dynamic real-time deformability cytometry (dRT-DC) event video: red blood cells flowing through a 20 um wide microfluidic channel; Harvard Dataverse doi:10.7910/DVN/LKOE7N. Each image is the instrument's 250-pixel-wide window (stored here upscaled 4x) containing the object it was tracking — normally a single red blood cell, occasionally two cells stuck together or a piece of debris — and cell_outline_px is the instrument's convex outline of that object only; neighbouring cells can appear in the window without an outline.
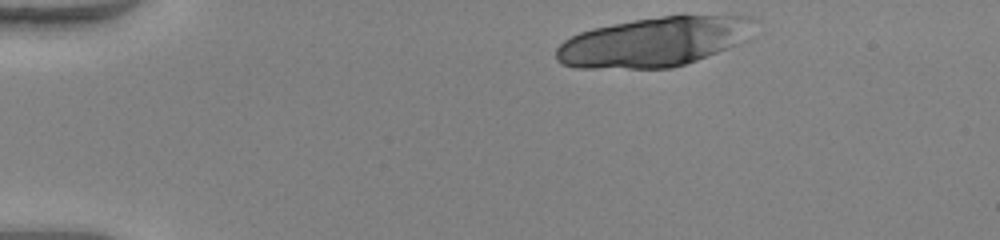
{"species": "human", "species_latin": "Homo sapiens", "temperature_condition": "warm", "stored_images_in_passage": 32, "camera_frame_rate_fps": 3000, "um_per_image_px": 0.085, "donor": {"sex": "female"}, "frame": {"image": 1, "passage_image": 1, "time_ms": 0.0, "image_size_px": [1000, 240], "cell_outline_px": [[760, 20], [736, 44], [728, 48], [696, 60], [672, 68], [576, 68], [560, 64], [556, 60], [556, 48], [564, 40], [580, 32], [592, 28], [612, 24], [636, 20], [664, 16], [732, 12], [752, 16]], "centroid_in_image_um": [55.64, 3.51], "position_along_channel_um": 29.4, "area_um2": 57.92}}
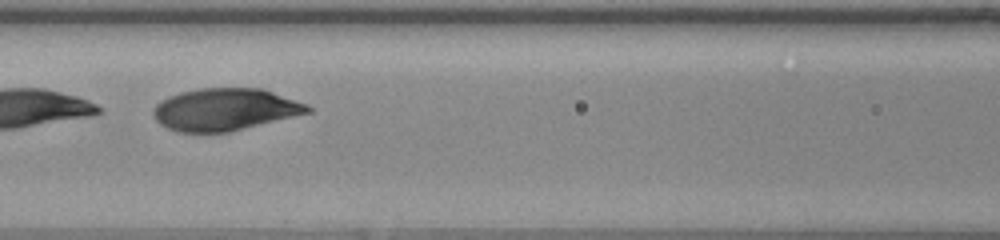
{"frame": {"image": 2, "passage_image": 16, "time_ms": 5.0, "image_size_px": [1000, 240], "cell_outline_px": [[312, 112], [228, 132], [176, 132], [160, 124], [156, 120], [152, 112], [152, 108], [160, 100], [168, 96], [180, 92], [200, 88], [264, 88], [308, 104], [312, 108]], "centroid_in_image_um": [19.12, 9.29], "position_along_channel_um": 147.5, "area_um2": 38.21}}